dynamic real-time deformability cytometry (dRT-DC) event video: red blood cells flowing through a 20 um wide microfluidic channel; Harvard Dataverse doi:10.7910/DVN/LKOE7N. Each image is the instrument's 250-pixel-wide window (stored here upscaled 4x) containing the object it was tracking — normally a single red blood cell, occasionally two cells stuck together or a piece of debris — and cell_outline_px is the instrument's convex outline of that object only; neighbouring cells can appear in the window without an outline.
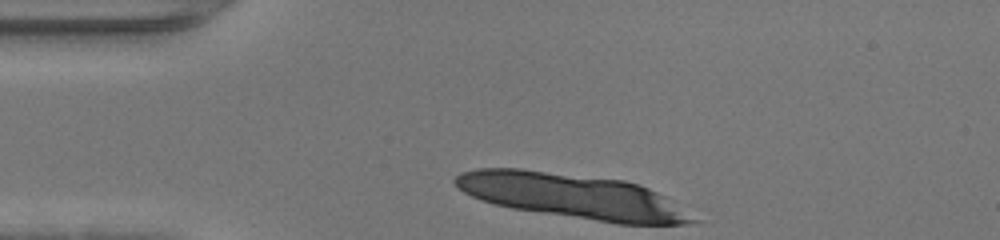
{"species": "human", "species_latin": "Homo sapiens", "temperature_condition": "warm", "stored_images_in_passage": 20, "camera_frame_rate_fps": 3000, "um_per_image_px": 0.085, "donor": {"sex": "female"}, "frame": {"image": 1, "passage_image": 1, "time_ms": 0.0, "image_size_px": [1000, 240], "cell_outline_px": [[700, 220], [684, 224], [616, 224], [512, 208], [480, 200], [464, 192], [452, 180], [460, 172], [476, 168], [520, 168], [624, 180], [640, 184], [664, 196]], "centroid_in_image_um": [48.64, 16.66], "position_along_channel_um": 36.4, "area_um2": 61.9}}
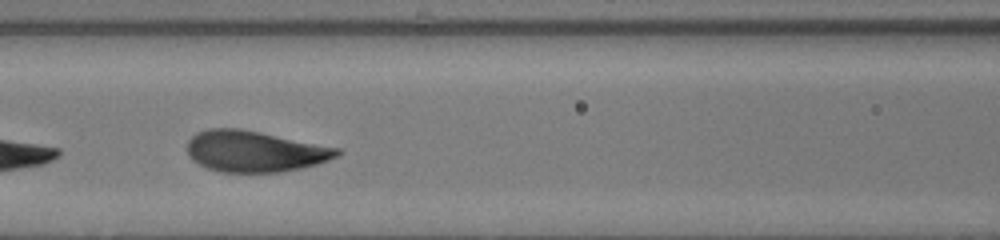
{"frame": {"image": 2, "passage_image": 12, "time_ms": 3.667, "image_size_px": [1000, 240], "cell_outline_px": [[344, 152], [328, 160], [304, 168], [280, 172], [220, 172], [208, 168], [192, 160], [188, 152], [188, 140], [196, 132], [208, 128], [240, 128], [340, 148]], "centroid_in_image_um": [21.66, 12.86], "position_along_channel_um": 144.9, "area_um2": 35.95}}
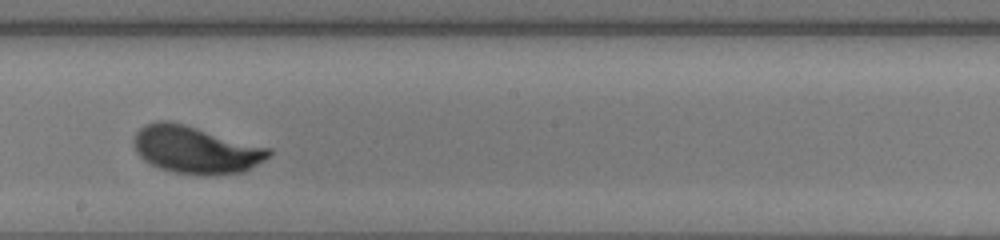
{"frame": {"image": 3, "passage_image": 18, "time_ms": 5.667, "image_size_px": [1000, 240], "cell_outline_px": [[272, 152], [264, 160], [244, 172], [212, 176], [208, 176], [176, 172], [160, 168], [144, 160], [136, 152], [132, 144], [132, 140], [136, 132], [144, 124], [156, 120], [168, 120], [184, 124], [272, 148]], "centroid_in_image_um": [16.62, 12.72], "position_along_channel_um": 231.6, "area_um2": 37.57}}